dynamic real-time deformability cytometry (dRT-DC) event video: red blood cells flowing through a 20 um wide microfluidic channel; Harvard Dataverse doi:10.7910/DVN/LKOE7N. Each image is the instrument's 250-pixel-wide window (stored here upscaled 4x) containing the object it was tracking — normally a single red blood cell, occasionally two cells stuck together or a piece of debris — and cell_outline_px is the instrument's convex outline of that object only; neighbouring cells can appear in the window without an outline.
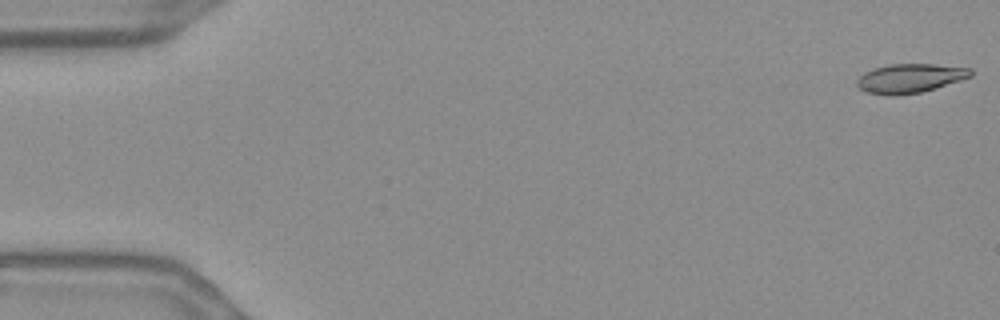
{"species": "Egyptian fruit bat (a non-hibernating species)", "species_latin": "Rousettus aegyptiacus", "temperature_condition": "warm", "stored_images_in_passage": 55, "camera_frame_rate_fps": 3000, "um_per_image_px": 0.085, "frame": {"image": 1, "passage_image": 1, "time_ms": 0.0, "image_size_px": [1000, 320], "cell_outline_px": [[972, 76], [936, 88], [920, 92], [896, 96], [892, 96], [864, 92], [856, 88], [856, 80], [864, 72], [872, 68], [888, 64], [936, 64], [972, 68]], "centroid_in_image_um": [77.3, 6.66], "position_along_channel_um": 7.7, "area_um2": 19.59}}
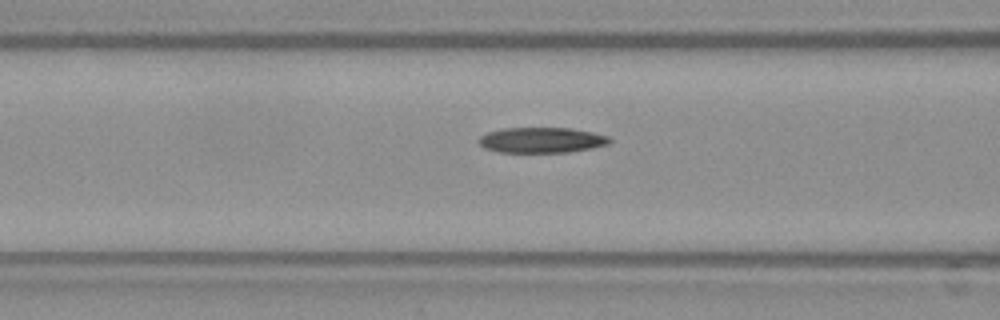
{"frame": {"image": 2, "passage_image": 22, "time_ms": 7.0, "image_size_px": [1000, 320], "cell_outline_px": [[612, 140], [608, 144], [592, 148], [568, 152], [500, 152], [484, 148], [476, 140], [480, 136], [488, 132], [504, 128], [572, 128], [592, 132], [608, 136]], "centroid_in_image_um": [46.03, 11.9], "position_along_channel_um": 120.6, "area_um2": 19.42}}
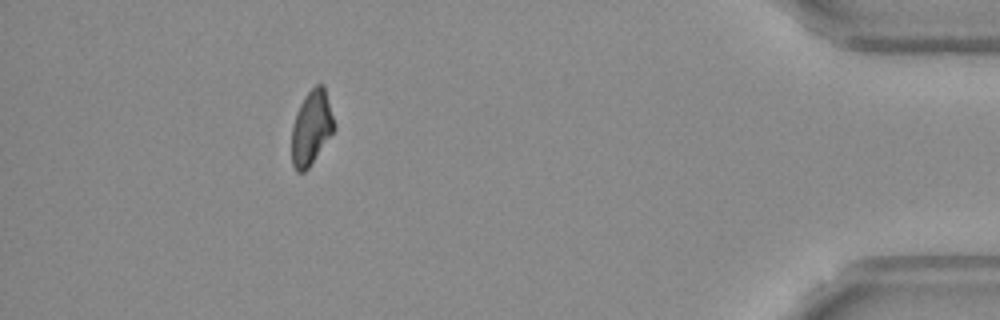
{"frame": {"image": 3, "passage_image": 50, "time_ms": 16.333, "image_size_px": [1000, 320], "cell_outline_px": [[336, 128], [308, 168], [304, 172], [296, 172], [292, 164], [292, 124], [296, 112], [304, 96], [316, 84], [324, 84], [336, 124]], "centroid_in_image_um": [26.48, 10.83], "position_along_channel_um": 408.7, "area_um2": 18.55}, "authors_computed_cell_mechanics": {"area_um2": 19.4786, "velocity_mm_per_s": 3.6884, "shape_relaxation_time_tau1_ms": null, "shape_relaxation_time_tau2_ms": 5.6834, "deformation_change_tau1": null, "deformation_change_tau2": 0.1527}}